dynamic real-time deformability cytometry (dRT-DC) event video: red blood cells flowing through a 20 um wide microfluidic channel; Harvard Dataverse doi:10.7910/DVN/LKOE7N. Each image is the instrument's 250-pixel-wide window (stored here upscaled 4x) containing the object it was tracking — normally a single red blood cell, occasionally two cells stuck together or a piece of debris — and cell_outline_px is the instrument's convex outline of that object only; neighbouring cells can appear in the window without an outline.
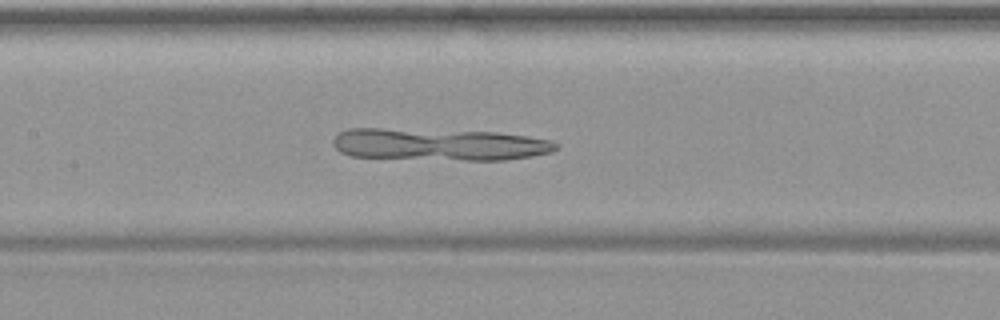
{"species": "common noctule bat (a hibernating species)", "species_latin": "Nyctalus noctula", "temperature_condition": "warm", "stored_images_in_passage": 51, "camera_frame_rate_fps": 3000, "um_per_image_px": 0.085, "animal": {"sex": "female", "body_mass_g": 19.9}, "frame": {"image": 1, "passage_image": 24, "time_ms": 7.667, "image_size_px": [1000, 320], "cell_outline_px": [[560, 144], [552, 152], [532, 156], [504, 160], [464, 160], [352, 156], [340, 152], [332, 144], [332, 140], [340, 132], [348, 128], [380, 128], [496, 132], [528, 136], [552, 140]], "centroid_in_image_um": [37.35, 12.27], "position_along_channel_um": 170.0, "area_um2": 41.73}}
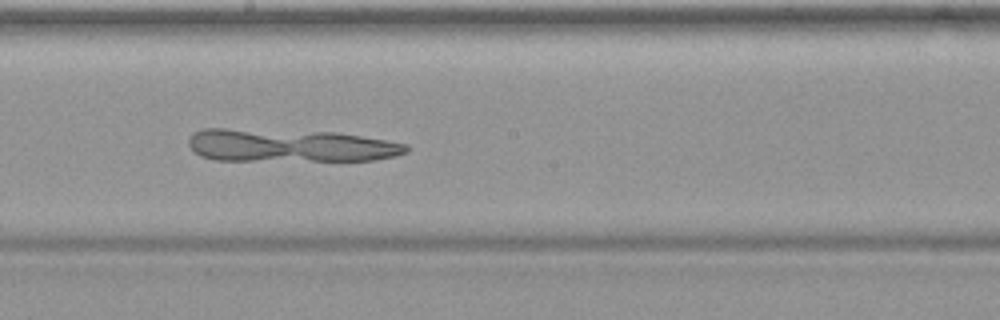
{"frame": {"image": 2, "passage_image": 28, "time_ms": 9.0, "image_size_px": [1000, 320], "cell_outline_px": [[408, 152], [396, 156], [376, 160], [216, 160], [200, 156], [188, 144], [188, 140], [192, 132], [200, 128], [224, 128], [336, 132], [408, 144]], "centroid_in_image_um": [24.61, 12.36], "position_along_channel_um": 223.6, "area_um2": 41.79}}
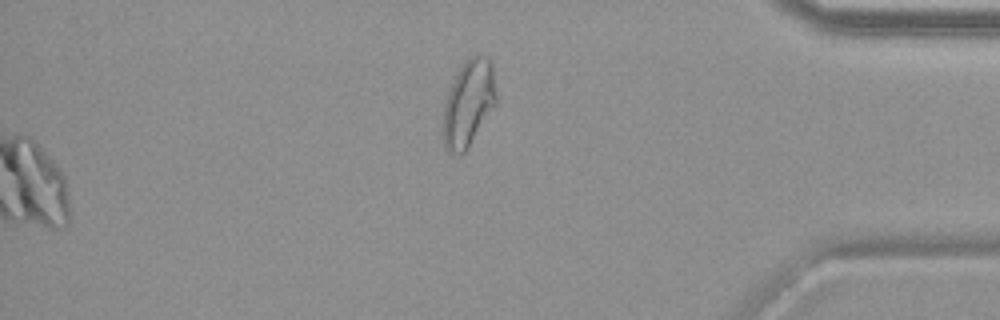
{"frame": {"image": 3, "passage_image": 51, "time_ms": 16.667, "image_size_px": [1000, 320], "cell_outline_px": [[496, 104], [468, 148], [460, 156], [448, 152], [444, 148], [444, 104], [448, 92], [460, 68], [468, 56], [488, 56], [492, 64], [496, 96]], "centroid_in_image_um": [39.83, 8.8], "position_along_channel_um": 395.4, "area_um2": 26.47}}